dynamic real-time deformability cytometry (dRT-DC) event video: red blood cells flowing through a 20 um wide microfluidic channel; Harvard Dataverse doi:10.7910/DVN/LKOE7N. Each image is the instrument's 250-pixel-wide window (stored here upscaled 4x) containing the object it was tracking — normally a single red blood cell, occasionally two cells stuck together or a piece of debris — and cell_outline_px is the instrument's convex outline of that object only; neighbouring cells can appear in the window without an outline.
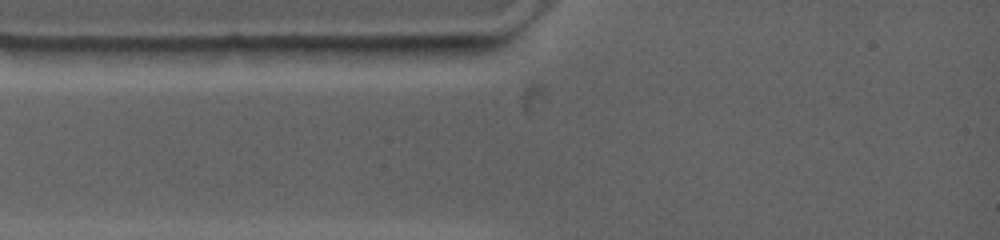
{"species": "common noctule bat (a hibernating species)", "species_latin": "Nyctalus noctula", "temperature_condition": "warm", "stored_images_in_passage": 3, "camera_frame_rate_fps": 4500, "um_per_image_px": 0.085, "animal": {"sex": "female", "body_mass_g": 19.0, "forearm_length_mm": 53.3}, "frame": {"image": 1, "passage_image": 2, "time_ms": 0.222, "image_size_px": [1000, 240], "cell_outline_px": [[424, 48], [416, 56], [368, 64], [272, 48], [296, 44], [408, 44]], "centroid_in_image_um": [30.38, 4.38], "position_along_channel_um": 54.6, "area_um2": 13.76}}